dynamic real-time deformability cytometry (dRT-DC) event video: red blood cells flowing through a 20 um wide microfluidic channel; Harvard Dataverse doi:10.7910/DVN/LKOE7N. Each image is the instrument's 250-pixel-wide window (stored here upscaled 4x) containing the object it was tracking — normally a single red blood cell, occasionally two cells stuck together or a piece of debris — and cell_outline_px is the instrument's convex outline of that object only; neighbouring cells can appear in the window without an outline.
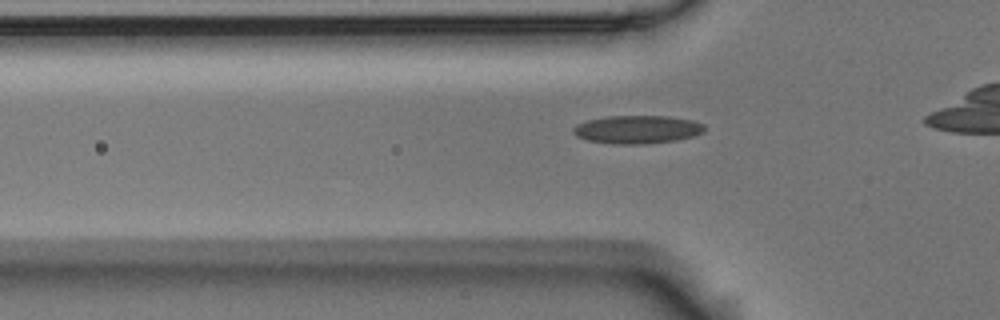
{"species": "Egyptian fruit bat (a non-hibernating species)", "species_latin": "Rousettus aegyptiacus", "temperature_condition": "room temperature", "stored_images_in_passage": 41, "camera_frame_rate_fps": 3000, "um_per_image_px": 0.085, "animal": {"sex": "male"}, "frame": {"image": 1, "passage_image": 13, "time_ms": 4.0, "image_size_px": [1000, 320], "cell_outline_px": [[704, 132], [692, 136], [676, 140], [644, 144], [612, 144], [588, 140], [576, 136], [572, 132], [572, 128], [576, 124], [588, 120], [608, 116], [668, 116], [692, 120], [704, 124]], "centroid_in_image_um": [54.14, 11.0], "position_along_channel_um": 71.7, "area_um2": 21.56}}
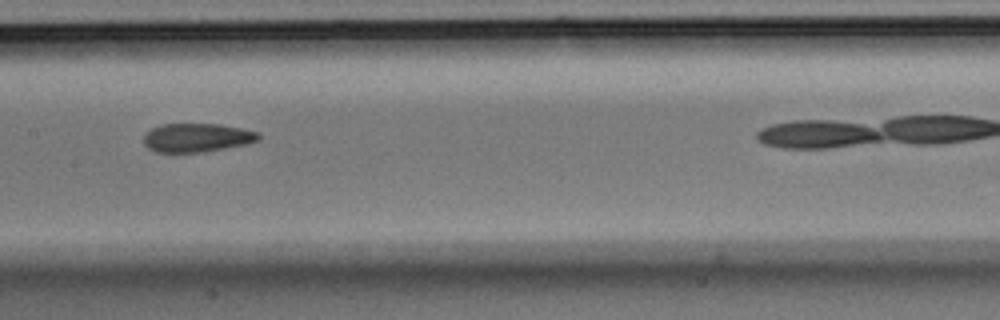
{"frame": {"image": 2, "passage_image": 23, "time_ms": 7.333, "image_size_px": [1000, 320], "cell_outline_px": [[260, 140], [248, 144], [200, 152], [156, 152], [148, 148], [144, 144], [144, 132], [160, 124], [220, 124], [260, 132]], "centroid_in_image_um": [16.74, 11.69], "position_along_channel_um": 190.7, "area_um2": 19.31}}
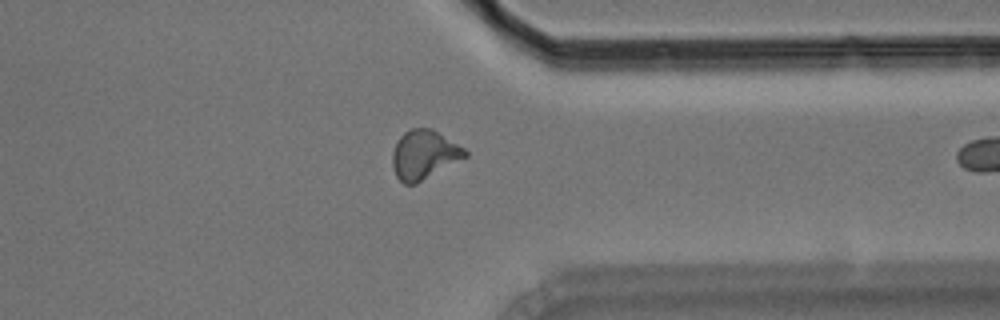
{"frame": {"image": 3, "passage_image": 39, "time_ms": 12.667, "image_size_px": [1000, 320], "cell_outline_px": [[468, 156], [416, 184], [404, 184], [396, 176], [392, 168], [392, 152], [400, 136], [408, 128], [432, 128], [464, 148], [468, 152]], "centroid_in_image_um": [36.03, 13.15], "position_along_channel_um": 375.4, "area_um2": 20.81}}